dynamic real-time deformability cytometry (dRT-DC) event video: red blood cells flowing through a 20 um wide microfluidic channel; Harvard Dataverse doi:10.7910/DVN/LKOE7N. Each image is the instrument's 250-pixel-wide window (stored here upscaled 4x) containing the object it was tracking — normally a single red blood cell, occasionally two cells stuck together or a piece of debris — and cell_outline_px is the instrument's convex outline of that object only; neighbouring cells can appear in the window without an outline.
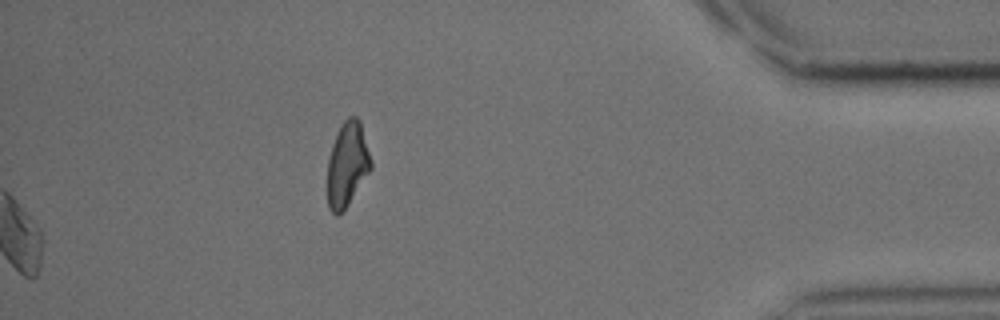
{"species": "common noctule bat (a hibernating species)", "species_latin": "Nyctalus noctula", "temperature_condition": "cold", "stored_images_in_passage": 34, "camera_frame_rate_fps": 3000, "um_per_image_px": 0.085, "animal": {"sex": "male", "body_mass_g": 15.6}, "frame": {"image": 1, "passage_image": 34, "time_ms": 11.0, "image_size_px": [1000, 320], "cell_outline_px": [[372, 168], [344, 212], [336, 216], [328, 208], [328, 156], [336, 132], [344, 120], [348, 116], [356, 116], [360, 120], [372, 160]], "centroid_in_image_um": [29.52, 13.98], "position_along_channel_um": 405.7, "area_um2": 21.79}}